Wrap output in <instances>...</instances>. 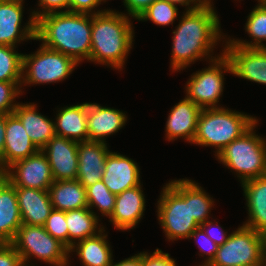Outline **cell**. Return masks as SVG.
Wrapping results in <instances>:
<instances>
[{
    "label": "cell",
    "mask_w": 266,
    "mask_h": 266,
    "mask_svg": "<svg viewBox=\"0 0 266 266\" xmlns=\"http://www.w3.org/2000/svg\"><path fill=\"white\" fill-rule=\"evenodd\" d=\"M177 12V6L168 0H156L138 17V20L148 19L157 25H169L177 18Z\"/></svg>",
    "instance_id": "obj_32"
},
{
    "label": "cell",
    "mask_w": 266,
    "mask_h": 266,
    "mask_svg": "<svg viewBox=\"0 0 266 266\" xmlns=\"http://www.w3.org/2000/svg\"><path fill=\"white\" fill-rule=\"evenodd\" d=\"M13 113L20 119L29 138L39 150L55 136L54 122L39 114L34 103H18Z\"/></svg>",
    "instance_id": "obj_23"
},
{
    "label": "cell",
    "mask_w": 266,
    "mask_h": 266,
    "mask_svg": "<svg viewBox=\"0 0 266 266\" xmlns=\"http://www.w3.org/2000/svg\"><path fill=\"white\" fill-rule=\"evenodd\" d=\"M77 178L85 188L102 180L106 157L109 154L107 144L96 141L78 142Z\"/></svg>",
    "instance_id": "obj_17"
},
{
    "label": "cell",
    "mask_w": 266,
    "mask_h": 266,
    "mask_svg": "<svg viewBox=\"0 0 266 266\" xmlns=\"http://www.w3.org/2000/svg\"><path fill=\"white\" fill-rule=\"evenodd\" d=\"M257 122L217 156L220 162L240 175L241 183L266 176V141L253 132Z\"/></svg>",
    "instance_id": "obj_6"
},
{
    "label": "cell",
    "mask_w": 266,
    "mask_h": 266,
    "mask_svg": "<svg viewBox=\"0 0 266 266\" xmlns=\"http://www.w3.org/2000/svg\"><path fill=\"white\" fill-rule=\"evenodd\" d=\"M126 119L122 111L87 103L88 141L105 143L104 137L118 132L124 126Z\"/></svg>",
    "instance_id": "obj_20"
},
{
    "label": "cell",
    "mask_w": 266,
    "mask_h": 266,
    "mask_svg": "<svg viewBox=\"0 0 266 266\" xmlns=\"http://www.w3.org/2000/svg\"><path fill=\"white\" fill-rule=\"evenodd\" d=\"M0 266H24L20 254L11 243H0Z\"/></svg>",
    "instance_id": "obj_37"
},
{
    "label": "cell",
    "mask_w": 266,
    "mask_h": 266,
    "mask_svg": "<svg viewBox=\"0 0 266 266\" xmlns=\"http://www.w3.org/2000/svg\"><path fill=\"white\" fill-rule=\"evenodd\" d=\"M190 237L191 238L193 237L195 240H198V241H199L198 238H200V239L203 238L202 239L203 242H202L201 246L199 247V249L203 252V254L208 255V258L204 262L203 265H209L216 255V252L218 250V245L209 236H207L206 233L204 234V231L200 226L197 227L191 233ZM198 241H196V242H198Z\"/></svg>",
    "instance_id": "obj_36"
},
{
    "label": "cell",
    "mask_w": 266,
    "mask_h": 266,
    "mask_svg": "<svg viewBox=\"0 0 266 266\" xmlns=\"http://www.w3.org/2000/svg\"><path fill=\"white\" fill-rule=\"evenodd\" d=\"M39 149L31 141L20 119L14 114L6 115L5 144L0 156V168L7 169L14 162L36 154Z\"/></svg>",
    "instance_id": "obj_15"
},
{
    "label": "cell",
    "mask_w": 266,
    "mask_h": 266,
    "mask_svg": "<svg viewBox=\"0 0 266 266\" xmlns=\"http://www.w3.org/2000/svg\"><path fill=\"white\" fill-rule=\"evenodd\" d=\"M21 225L15 187L10 183L0 195V243H11Z\"/></svg>",
    "instance_id": "obj_26"
},
{
    "label": "cell",
    "mask_w": 266,
    "mask_h": 266,
    "mask_svg": "<svg viewBox=\"0 0 266 266\" xmlns=\"http://www.w3.org/2000/svg\"><path fill=\"white\" fill-rule=\"evenodd\" d=\"M104 0H70L69 12L94 14L92 9Z\"/></svg>",
    "instance_id": "obj_41"
},
{
    "label": "cell",
    "mask_w": 266,
    "mask_h": 266,
    "mask_svg": "<svg viewBox=\"0 0 266 266\" xmlns=\"http://www.w3.org/2000/svg\"><path fill=\"white\" fill-rule=\"evenodd\" d=\"M14 48L0 45V81L21 82L23 54L15 52Z\"/></svg>",
    "instance_id": "obj_30"
},
{
    "label": "cell",
    "mask_w": 266,
    "mask_h": 266,
    "mask_svg": "<svg viewBox=\"0 0 266 266\" xmlns=\"http://www.w3.org/2000/svg\"><path fill=\"white\" fill-rule=\"evenodd\" d=\"M78 142L54 136L41 151L47 156L54 181L76 180Z\"/></svg>",
    "instance_id": "obj_12"
},
{
    "label": "cell",
    "mask_w": 266,
    "mask_h": 266,
    "mask_svg": "<svg viewBox=\"0 0 266 266\" xmlns=\"http://www.w3.org/2000/svg\"><path fill=\"white\" fill-rule=\"evenodd\" d=\"M213 58L210 59L213 65L191 76L186 87V98L201 109L218 108L217 103L224 88L222 70L232 73L231 62L224 52L220 57Z\"/></svg>",
    "instance_id": "obj_10"
},
{
    "label": "cell",
    "mask_w": 266,
    "mask_h": 266,
    "mask_svg": "<svg viewBox=\"0 0 266 266\" xmlns=\"http://www.w3.org/2000/svg\"><path fill=\"white\" fill-rule=\"evenodd\" d=\"M55 135L77 142L88 141L87 103L65 107L56 117Z\"/></svg>",
    "instance_id": "obj_24"
},
{
    "label": "cell",
    "mask_w": 266,
    "mask_h": 266,
    "mask_svg": "<svg viewBox=\"0 0 266 266\" xmlns=\"http://www.w3.org/2000/svg\"><path fill=\"white\" fill-rule=\"evenodd\" d=\"M246 31L253 37L254 42H244L242 40L230 39L233 45L243 48H266L263 40L266 41V5H257L248 16L245 26Z\"/></svg>",
    "instance_id": "obj_29"
},
{
    "label": "cell",
    "mask_w": 266,
    "mask_h": 266,
    "mask_svg": "<svg viewBox=\"0 0 266 266\" xmlns=\"http://www.w3.org/2000/svg\"><path fill=\"white\" fill-rule=\"evenodd\" d=\"M39 6L42 7V11H34L31 15L35 20L43 15L56 13V10H60L62 8H67V11H69L70 0H39Z\"/></svg>",
    "instance_id": "obj_39"
},
{
    "label": "cell",
    "mask_w": 266,
    "mask_h": 266,
    "mask_svg": "<svg viewBox=\"0 0 266 266\" xmlns=\"http://www.w3.org/2000/svg\"><path fill=\"white\" fill-rule=\"evenodd\" d=\"M141 185L116 195V202L110 222L116 229H133L142 218L145 210V198Z\"/></svg>",
    "instance_id": "obj_18"
},
{
    "label": "cell",
    "mask_w": 266,
    "mask_h": 266,
    "mask_svg": "<svg viewBox=\"0 0 266 266\" xmlns=\"http://www.w3.org/2000/svg\"><path fill=\"white\" fill-rule=\"evenodd\" d=\"M257 119L241 112L224 108L202 109L192 143L215 146L216 156L233 140L246 132Z\"/></svg>",
    "instance_id": "obj_4"
},
{
    "label": "cell",
    "mask_w": 266,
    "mask_h": 266,
    "mask_svg": "<svg viewBox=\"0 0 266 266\" xmlns=\"http://www.w3.org/2000/svg\"><path fill=\"white\" fill-rule=\"evenodd\" d=\"M143 266H176L175 260L170 258V254L163 253L158 248L151 254L142 253Z\"/></svg>",
    "instance_id": "obj_38"
},
{
    "label": "cell",
    "mask_w": 266,
    "mask_h": 266,
    "mask_svg": "<svg viewBox=\"0 0 266 266\" xmlns=\"http://www.w3.org/2000/svg\"><path fill=\"white\" fill-rule=\"evenodd\" d=\"M22 224L43 226L51 211L48 190L15 187Z\"/></svg>",
    "instance_id": "obj_19"
},
{
    "label": "cell",
    "mask_w": 266,
    "mask_h": 266,
    "mask_svg": "<svg viewBox=\"0 0 266 266\" xmlns=\"http://www.w3.org/2000/svg\"><path fill=\"white\" fill-rule=\"evenodd\" d=\"M23 0H0V45L13 46L25 39L36 40V20L30 17L21 30Z\"/></svg>",
    "instance_id": "obj_13"
},
{
    "label": "cell",
    "mask_w": 266,
    "mask_h": 266,
    "mask_svg": "<svg viewBox=\"0 0 266 266\" xmlns=\"http://www.w3.org/2000/svg\"><path fill=\"white\" fill-rule=\"evenodd\" d=\"M265 266H266V245H265Z\"/></svg>",
    "instance_id": "obj_49"
},
{
    "label": "cell",
    "mask_w": 266,
    "mask_h": 266,
    "mask_svg": "<svg viewBox=\"0 0 266 266\" xmlns=\"http://www.w3.org/2000/svg\"><path fill=\"white\" fill-rule=\"evenodd\" d=\"M259 5H266V0H258Z\"/></svg>",
    "instance_id": "obj_47"
},
{
    "label": "cell",
    "mask_w": 266,
    "mask_h": 266,
    "mask_svg": "<svg viewBox=\"0 0 266 266\" xmlns=\"http://www.w3.org/2000/svg\"><path fill=\"white\" fill-rule=\"evenodd\" d=\"M98 234L77 242L69 248V253L77 252L84 266H111L112 252L106 240L107 235H103V229L98 228ZM77 246V247H76ZM76 247V248H75Z\"/></svg>",
    "instance_id": "obj_27"
},
{
    "label": "cell",
    "mask_w": 266,
    "mask_h": 266,
    "mask_svg": "<svg viewBox=\"0 0 266 266\" xmlns=\"http://www.w3.org/2000/svg\"><path fill=\"white\" fill-rule=\"evenodd\" d=\"M7 171L14 187L48 190L54 182L47 156L41 150L14 162Z\"/></svg>",
    "instance_id": "obj_11"
},
{
    "label": "cell",
    "mask_w": 266,
    "mask_h": 266,
    "mask_svg": "<svg viewBox=\"0 0 266 266\" xmlns=\"http://www.w3.org/2000/svg\"><path fill=\"white\" fill-rule=\"evenodd\" d=\"M203 3H210L211 0H202Z\"/></svg>",
    "instance_id": "obj_48"
},
{
    "label": "cell",
    "mask_w": 266,
    "mask_h": 266,
    "mask_svg": "<svg viewBox=\"0 0 266 266\" xmlns=\"http://www.w3.org/2000/svg\"><path fill=\"white\" fill-rule=\"evenodd\" d=\"M158 201V220L168 240L190 238L200 225L191 217L190 180L171 181Z\"/></svg>",
    "instance_id": "obj_5"
},
{
    "label": "cell",
    "mask_w": 266,
    "mask_h": 266,
    "mask_svg": "<svg viewBox=\"0 0 266 266\" xmlns=\"http://www.w3.org/2000/svg\"><path fill=\"white\" fill-rule=\"evenodd\" d=\"M156 0H124V5L127 8L128 14L131 17H138Z\"/></svg>",
    "instance_id": "obj_40"
},
{
    "label": "cell",
    "mask_w": 266,
    "mask_h": 266,
    "mask_svg": "<svg viewBox=\"0 0 266 266\" xmlns=\"http://www.w3.org/2000/svg\"><path fill=\"white\" fill-rule=\"evenodd\" d=\"M77 64L70 56L41 45L40 49L34 54H23L21 81L24 84L62 81L72 73Z\"/></svg>",
    "instance_id": "obj_9"
},
{
    "label": "cell",
    "mask_w": 266,
    "mask_h": 266,
    "mask_svg": "<svg viewBox=\"0 0 266 266\" xmlns=\"http://www.w3.org/2000/svg\"><path fill=\"white\" fill-rule=\"evenodd\" d=\"M86 195L89 209L97 207L102 215L111 216L116 202V195L109 191L102 180L88 186L86 188Z\"/></svg>",
    "instance_id": "obj_31"
},
{
    "label": "cell",
    "mask_w": 266,
    "mask_h": 266,
    "mask_svg": "<svg viewBox=\"0 0 266 266\" xmlns=\"http://www.w3.org/2000/svg\"><path fill=\"white\" fill-rule=\"evenodd\" d=\"M10 184V177L7 169L0 168V195L2 191Z\"/></svg>",
    "instance_id": "obj_45"
},
{
    "label": "cell",
    "mask_w": 266,
    "mask_h": 266,
    "mask_svg": "<svg viewBox=\"0 0 266 266\" xmlns=\"http://www.w3.org/2000/svg\"><path fill=\"white\" fill-rule=\"evenodd\" d=\"M5 129H6V114L0 113V156L3 154L4 151Z\"/></svg>",
    "instance_id": "obj_44"
},
{
    "label": "cell",
    "mask_w": 266,
    "mask_h": 266,
    "mask_svg": "<svg viewBox=\"0 0 266 266\" xmlns=\"http://www.w3.org/2000/svg\"><path fill=\"white\" fill-rule=\"evenodd\" d=\"M66 222L68 228V248H71L76 243L75 239H78L79 242L97 235L98 216L88 207L66 211Z\"/></svg>",
    "instance_id": "obj_28"
},
{
    "label": "cell",
    "mask_w": 266,
    "mask_h": 266,
    "mask_svg": "<svg viewBox=\"0 0 266 266\" xmlns=\"http://www.w3.org/2000/svg\"><path fill=\"white\" fill-rule=\"evenodd\" d=\"M213 200L199 185L190 180V210L191 217L200 225L208 220V213Z\"/></svg>",
    "instance_id": "obj_33"
},
{
    "label": "cell",
    "mask_w": 266,
    "mask_h": 266,
    "mask_svg": "<svg viewBox=\"0 0 266 266\" xmlns=\"http://www.w3.org/2000/svg\"><path fill=\"white\" fill-rule=\"evenodd\" d=\"M181 19L173 31V71L186 68L195 60L209 55L221 37L219 18L211 3H202L195 9L189 7Z\"/></svg>",
    "instance_id": "obj_1"
},
{
    "label": "cell",
    "mask_w": 266,
    "mask_h": 266,
    "mask_svg": "<svg viewBox=\"0 0 266 266\" xmlns=\"http://www.w3.org/2000/svg\"><path fill=\"white\" fill-rule=\"evenodd\" d=\"M20 254L24 266L31 256L55 266H66L69 248L53 238L43 226L22 224L11 242Z\"/></svg>",
    "instance_id": "obj_8"
},
{
    "label": "cell",
    "mask_w": 266,
    "mask_h": 266,
    "mask_svg": "<svg viewBox=\"0 0 266 266\" xmlns=\"http://www.w3.org/2000/svg\"><path fill=\"white\" fill-rule=\"evenodd\" d=\"M168 1L173 3V4H175V5L178 3V4L182 5V6L183 5L189 6L191 2L192 3L194 2V5L191 7V9L198 8L203 3L202 0H168Z\"/></svg>",
    "instance_id": "obj_46"
},
{
    "label": "cell",
    "mask_w": 266,
    "mask_h": 266,
    "mask_svg": "<svg viewBox=\"0 0 266 266\" xmlns=\"http://www.w3.org/2000/svg\"><path fill=\"white\" fill-rule=\"evenodd\" d=\"M102 181L115 195L140 185V171L137 164L128 157L109 152L106 157Z\"/></svg>",
    "instance_id": "obj_16"
},
{
    "label": "cell",
    "mask_w": 266,
    "mask_h": 266,
    "mask_svg": "<svg viewBox=\"0 0 266 266\" xmlns=\"http://www.w3.org/2000/svg\"><path fill=\"white\" fill-rule=\"evenodd\" d=\"M249 220L243 224L266 236V176L242 183Z\"/></svg>",
    "instance_id": "obj_22"
},
{
    "label": "cell",
    "mask_w": 266,
    "mask_h": 266,
    "mask_svg": "<svg viewBox=\"0 0 266 266\" xmlns=\"http://www.w3.org/2000/svg\"><path fill=\"white\" fill-rule=\"evenodd\" d=\"M21 84L22 82L0 81V113L7 115L14 112L18 103L13 101L21 92L19 88Z\"/></svg>",
    "instance_id": "obj_35"
},
{
    "label": "cell",
    "mask_w": 266,
    "mask_h": 266,
    "mask_svg": "<svg viewBox=\"0 0 266 266\" xmlns=\"http://www.w3.org/2000/svg\"><path fill=\"white\" fill-rule=\"evenodd\" d=\"M133 29L125 14L113 10L92 14L90 61L122 69L132 47Z\"/></svg>",
    "instance_id": "obj_3"
},
{
    "label": "cell",
    "mask_w": 266,
    "mask_h": 266,
    "mask_svg": "<svg viewBox=\"0 0 266 266\" xmlns=\"http://www.w3.org/2000/svg\"><path fill=\"white\" fill-rule=\"evenodd\" d=\"M266 236L242 225L229 234L208 266H265Z\"/></svg>",
    "instance_id": "obj_7"
},
{
    "label": "cell",
    "mask_w": 266,
    "mask_h": 266,
    "mask_svg": "<svg viewBox=\"0 0 266 266\" xmlns=\"http://www.w3.org/2000/svg\"><path fill=\"white\" fill-rule=\"evenodd\" d=\"M53 209L61 211L88 207L86 188L78 180L54 181L48 189Z\"/></svg>",
    "instance_id": "obj_25"
},
{
    "label": "cell",
    "mask_w": 266,
    "mask_h": 266,
    "mask_svg": "<svg viewBox=\"0 0 266 266\" xmlns=\"http://www.w3.org/2000/svg\"><path fill=\"white\" fill-rule=\"evenodd\" d=\"M111 266H143L142 253L140 252L138 255L136 254L115 264L112 260Z\"/></svg>",
    "instance_id": "obj_43"
},
{
    "label": "cell",
    "mask_w": 266,
    "mask_h": 266,
    "mask_svg": "<svg viewBox=\"0 0 266 266\" xmlns=\"http://www.w3.org/2000/svg\"><path fill=\"white\" fill-rule=\"evenodd\" d=\"M210 226L212 227L213 223L208 220L205 223L200 224V227L203 229L204 233H206V235L209 236L218 246H221L223 243L227 241V239L229 238V235L227 236V234L222 230L215 232L213 228H212L213 230H210V229L206 230L207 227H210ZM218 228L220 229L221 227L218 226ZM218 228H215V229H218Z\"/></svg>",
    "instance_id": "obj_42"
},
{
    "label": "cell",
    "mask_w": 266,
    "mask_h": 266,
    "mask_svg": "<svg viewBox=\"0 0 266 266\" xmlns=\"http://www.w3.org/2000/svg\"><path fill=\"white\" fill-rule=\"evenodd\" d=\"M224 54L229 58L232 74L266 84V48H243L226 42Z\"/></svg>",
    "instance_id": "obj_14"
},
{
    "label": "cell",
    "mask_w": 266,
    "mask_h": 266,
    "mask_svg": "<svg viewBox=\"0 0 266 266\" xmlns=\"http://www.w3.org/2000/svg\"><path fill=\"white\" fill-rule=\"evenodd\" d=\"M91 30V13L60 10L36 20V40L43 41L46 48L70 56L78 64L90 58Z\"/></svg>",
    "instance_id": "obj_2"
},
{
    "label": "cell",
    "mask_w": 266,
    "mask_h": 266,
    "mask_svg": "<svg viewBox=\"0 0 266 266\" xmlns=\"http://www.w3.org/2000/svg\"><path fill=\"white\" fill-rule=\"evenodd\" d=\"M201 110L200 107L186 97L176 104L171 109L166 122L165 132L168 141L184 137V139L192 143Z\"/></svg>",
    "instance_id": "obj_21"
},
{
    "label": "cell",
    "mask_w": 266,
    "mask_h": 266,
    "mask_svg": "<svg viewBox=\"0 0 266 266\" xmlns=\"http://www.w3.org/2000/svg\"><path fill=\"white\" fill-rule=\"evenodd\" d=\"M43 227L53 237L68 247L66 211L53 209Z\"/></svg>",
    "instance_id": "obj_34"
}]
</instances>
